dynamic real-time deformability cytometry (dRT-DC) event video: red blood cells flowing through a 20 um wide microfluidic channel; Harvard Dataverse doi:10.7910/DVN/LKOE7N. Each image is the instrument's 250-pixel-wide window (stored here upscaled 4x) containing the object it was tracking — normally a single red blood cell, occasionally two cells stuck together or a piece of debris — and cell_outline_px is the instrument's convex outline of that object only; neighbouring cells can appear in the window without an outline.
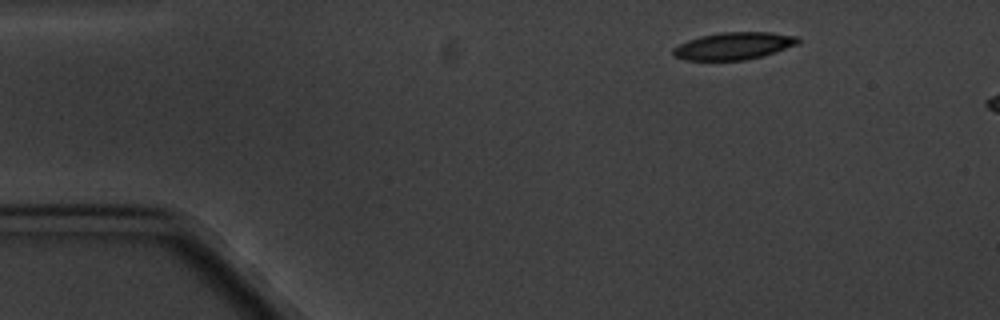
{"species": "common noctule bat (a hibernating species)", "species_latin": "Nyctalus noctula", "temperature_condition": "cold", "stored_images_in_passage": 3, "camera_frame_rate_fps": 3000, "um_per_image_px": 0.085, "animal": {"sex": "male", "body_mass_g": 20.1, "forearm_length_mm": 53.5}, "frame": {"image": 1, "passage_image": 1, "time_ms": 0.0, "image_size_px": [1000, 320], "cell_outline_px": [[800, 44], [760, 56], [744, 60], [688, 60], [676, 56], [672, 52], [672, 48], [688, 40], [700, 36], [720, 32], [772, 32], [800, 36]], "centroid_in_image_um": [62.41, 3.88], "position_along_channel_um": 22.6, "area_um2": 19.83}}